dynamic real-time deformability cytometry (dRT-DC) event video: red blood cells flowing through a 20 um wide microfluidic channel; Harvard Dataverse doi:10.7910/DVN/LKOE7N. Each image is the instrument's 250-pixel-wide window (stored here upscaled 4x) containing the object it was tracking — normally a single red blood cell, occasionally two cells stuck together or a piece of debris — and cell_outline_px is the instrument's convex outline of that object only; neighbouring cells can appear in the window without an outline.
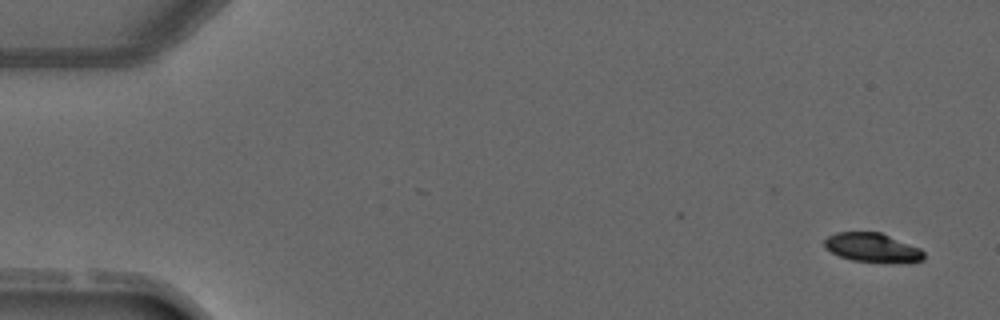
{"species": "common noctule bat (a hibernating species)", "species_latin": "Nyctalus noctula", "temperature_condition": "warm", "stored_images_in_passage": 5, "camera_frame_rate_fps": 3000, "um_per_image_px": 0.085, "animal": {"sex": "male", "forearm_length_mm": 52.5}, "frame": {"image": 1, "passage_image": 1, "time_ms": 0.0, "image_size_px": [1000, 320], "cell_outline_px": [[924, 260], [852, 260], [840, 256], [832, 252], [824, 244], [824, 240], [828, 236], [836, 232], [880, 232], [920, 248], [924, 252]], "centroid_in_image_um": [74.1, 20.99], "position_along_channel_um": 10.9, "area_um2": 15.9}}
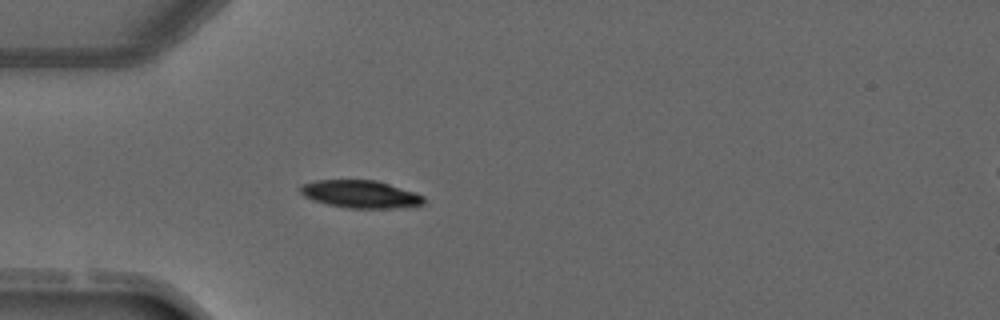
{"frame": {"image": 2, "passage_image": 4, "time_ms": 3.667, "image_size_px": [1000, 320], "cell_outline_px": [[424, 204], [392, 208], [348, 208], [328, 204], [312, 200], [304, 196], [300, 192], [300, 184], [316, 180], [376, 180], [416, 192], [424, 196]], "centroid_in_image_um": [30.62, 16.49], "position_along_channel_um": 54.4, "area_um2": 19.88}}